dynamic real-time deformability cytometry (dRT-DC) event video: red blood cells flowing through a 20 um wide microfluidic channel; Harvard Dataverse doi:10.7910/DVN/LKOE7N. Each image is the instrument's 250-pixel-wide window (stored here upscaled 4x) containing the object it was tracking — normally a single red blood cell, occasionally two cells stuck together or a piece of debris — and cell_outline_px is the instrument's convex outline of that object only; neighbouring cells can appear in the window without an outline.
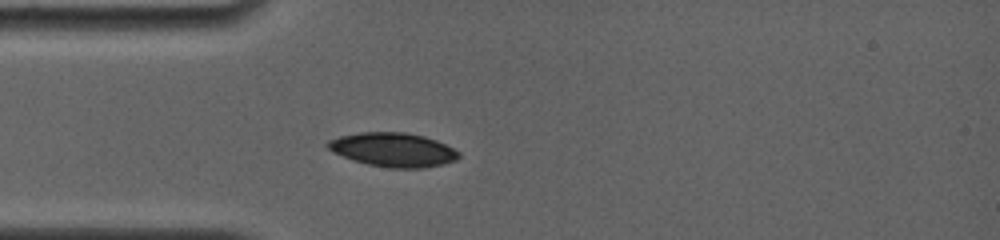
{"species": "common noctule bat (a hibernating species)", "species_latin": "Nyctalus noctula", "temperature_condition": "room temperature", "stored_images_in_passage": 9, "camera_frame_rate_fps": 4000, "um_per_image_px": 0.085, "animal": {"sex": "female", "body_mass_g": 19.0, "forearm_length_mm": 56.7}, "frame": {"image": 1, "passage_image": 4, "time_ms": 1.25, "image_size_px": [1000, 240], "cell_outline_px": [[460, 156], [456, 160], [444, 164], [424, 168], [392, 168], [368, 164], [352, 160], [332, 152], [324, 144], [328, 140], [340, 136], [360, 132], [404, 132], [424, 136], [436, 140], [460, 152]], "centroid_in_image_um": [33.4, 12.73], "position_along_channel_um": 51.6, "area_um2": 26.01}}
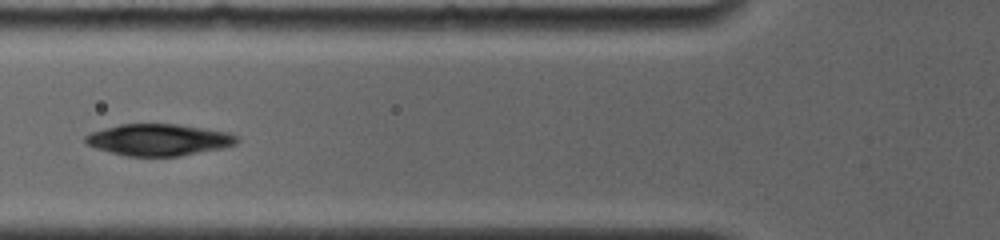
{"frame": {"image": 2, "passage_image": 7, "time_ms": 3.0, "image_size_px": [1000, 240], "cell_outline_px": [[240, 140], [236, 144], [224, 148], [180, 156], [128, 156], [96, 148], [84, 144], [84, 136], [92, 132], [104, 128], [120, 124], [176, 124], [228, 132], [236, 136]], "centroid_in_image_um": [13.49, 11.88], "position_along_channel_um": 112.3, "area_um2": 27.92}}